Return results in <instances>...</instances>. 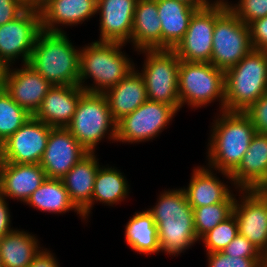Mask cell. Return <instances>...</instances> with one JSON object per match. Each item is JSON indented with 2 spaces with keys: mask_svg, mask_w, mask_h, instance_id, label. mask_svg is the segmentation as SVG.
Here are the masks:
<instances>
[{
  "mask_svg": "<svg viewBox=\"0 0 267 267\" xmlns=\"http://www.w3.org/2000/svg\"><path fill=\"white\" fill-rule=\"evenodd\" d=\"M126 45L98 40L84 45L80 49L78 85L85 92L105 93L126 78L135 68L132 59L121 50ZM88 79L93 83L88 85Z\"/></svg>",
  "mask_w": 267,
  "mask_h": 267,
  "instance_id": "obj_3",
  "label": "cell"
},
{
  "mask_svg": "<svg viewBox=\"0 0 267 267\" xmlns=\"http://www.w3.org/2000/svg\"><path fill=\"white\" fill-rule=\"evenodd\" d=\"M66 128L89 152L96 153V147L106 136L108 141L116 142V122L104 93L85 92Z\"/></svg>",
  "mask_w": 267,
  "mask_h": 267,
  "instance_id": "obj_7",
  "label": "cell"
},
{
  "mask_svg": "<svg viewBox=\"0 0 267 267\" xmlns=\"http://www.w3.org/2000/svg\"><path fill=\"white\" fill-rule=\"evenodd\" d=\"M177 111L168 104L147 100L116 123V142L152 141L173 121Z\"/></svg>",
  "mask_w": 267,
  "mask_h": 267,
  "instance_id": "obj_10",
  "label": "cell"
},
{
  "mask_svg": "<svg viewBox=\"0 0 267 267\" xmlns=\"http://www.w3.org/2000/svg\"><path fill=\"white\" fill-rule=\"evenodd\" d=\"M233 214L238 233L246 237L263 255L267 252V205L254 190H240ZM238 199V200H237Z\"/></svg>",
  "mask_w": 267,
  "mask_h": 267,
  "instance_id": "obj_14",
  "label": "cell"
},
{
  "mask_svg": "<svg viewBox=\"0 0 267 267\" xmlns=\"http://www.w3.org/2000/svg\"><path fill=\"white\" fill-rule=\"evenodd\" d=\"M1 162H2V149H1V144H0V165H1Z\"/></svg>",
  "mask_w": 267,
  "mask_h": 267,
  "instance_id": "obj_47",
  "label": "cell"
},
{
  "mask_svg": "<svg viewBox=\"0 0 267 267\" xmlns=\"http://www.w3.org/2000/svg\"><path fill=\"white\" fill-rule=\"evenodd\" d=\"M252 50L249 26L227 9L215 22L211 63L225 72Z\"/></svg>",
  "mask_w": 267,
  "mask_h": 267,
  "instance_id": "obj_11",
  "label": "cell"
},
{
  "mask_svg": "<svg viewBox=\"0 0 267 267\" xmlns=\"http://www.w3.org/2000/svg\"><path fill=\"white\" fill-rule=\"evenodd\" d=\"M25 204L41 212L51 214H65L74 210L77 215L79 214L81 220L85 221L82 213L71 202L68 191L61 179L46 178L30 195Z\"/></svg>",
  "mask_w": 267,
  "mask_h": 267,
  "instance_id": "obj_28",
  "label": "cell"
},
{
  "mask_svg": "<svg viewBox=\"0 0 267 267\" xmlns=\"http://www.w3.org/2000/svg\"><path fill=\"white\" fill-rule=\"evenodd\" d=\"M145 60L139 72L145 83L147 98L150 101L171 105L180 111L178 92L180 59L173 50H140Z\"/></svg>",
  "mask_w": 267,
  "mask_h": 267,
  "instance_id": "obj_8",
  "label": "cell"
},
{
  "mask_svg": "<svg viewBox=\"0 0 267 267\" xmlns=\"http://www.w3.org/2000/svg\"><path fill=\"white\" fill-rule=\"evenodd\" d=\"M99 166L95 177L93 194L91 199V210L94 203H102L107 206L120 204L129 197L130 185L123 173L114 167Z\"/></svg>",
  "mask_w": 267,
  "mask_h": 267,
  "instance_id": "obj_30",
  "label": "cell"
},
{
  "mask_svg": "<svg viewBox=\"0 0 267 267\" xmlns=\"http://www.w3.org/2000/svg\"><path fill=\"white\" fill-rule=\"evenodd\" d=\"M37 236L14 228L0 238V263L2 267H27L43 249Z\"/></svg>",
  "mask_w": 267,
  "mask_h": 267,
  "instance_id": "obj_27",
  "label": "cell"
},
{
  "mask_svg": "<svg viewBox=\"0 0 267 267\" xmlns=\"http://www.w3.org/2000/svg\"><path fill=\"white\" fill-rule=\"evenodd\" d=\"M188 4L189 6L196 8L197 10L210 6L213 0H178Z\"/></svg>",
  "mask_w": 267,
  "mask_h": 267,
  "instance_id": "obj_43",
  "label": "cell"
},
{
  "mask_svg": "<svg viewBox=\"0 0 267 267\" xmlns=\"http://www.w3.org/2000/svg\"><path fill=\"white\" fill-rule=\"evenodd\" d=\"M237 234L238 224L232 213L227 219L204 234L199 240H202V243L205 245L206 253L221 252Z\"/></svg>",
  "mask_w": 267,
  "mask_h": 267,
  "instance_id": "obj_33",
  "label": "cell"
},
{
  "mask_svg": "<svg viewBox=\"0 0 267 267\" xmlns=\"http://www.w3.org/2000/svg\"><path fill=\"white\" fill-rule=\"evenodd\" d=\"M208 140L205 165L231 174L241 163L256 129L244 112L219 111Z\"/></svg>",
  "mask_w": 267,
  "mask_h": 267,
  "instance_id": "obj_2",
  "label": "cell"
},
{
  "mask_svg": "<svg viewBox=\"0 0 267 267\" xmlns=\"http://www.w3.org/2000/svg\"><path fill=\"white\" fill-rule=\"evenodd\" d=\"M27 267H60V264L54 253L43 248Z\"/></svg>",
  "mask_w": 267,
  "mask_h": 267,
  "instance_id": "obj_41",
  "label": "cell"
},
{
  "mask_svg": "<svg viewBox=\"0 0 267 267\" xmlns=\"http://www.w3.org/2000/svg\"><path fill=\"white\" fill-rule=\"evenodd\" d=\"M137 0H97L99 41L130 43Z\"/></svg>",
  "mask_w": 267,
  "mask_h": 267,
  "instance_id": "obj_18",
  "label": "cell"
},
{
  "mask_svg": "<svg viewBox=\"0 0 267 267\" xmlns=\"http://www.w3.org/2000/svg\"><path fill=\"white\" fill-rule=\"evenodd\" d=\"M21 66L20 68L8 67L5 91L33 116L52 85L29 64Z\"/></svg>",
  "mask_w": 267,
  "mask_h": 267,
  "instance_id": "obj_17",
  "label": "cell"
},
{
  "mask_svg": "<svg viewBox=\"0 0 267 267\" xmlns=\"http://www.w3.org/2000/svg\"><path fill=\"white\" fill-rule=\"evenodd\" d=\"M104 95L116 123L148 100L144 79L136 67L126 78L109 88Z\"/></svg>",
  "mask_w": 267,
  "mask_h": 267,
  "instance_id": "obj_24",
  "label": "cell"
},
{
  "mask_svg": "<svg viewBox=\"0 0 267 267\" xmlns=\"http://www.w3.org/2000/svg\"><path fill=\"white\" fill-rule=\"evenodd\" d=\"M46 178L45 171L40 164L1 162L0 195L25 204Z\"/></svg>",
  "mask_w": 267,
  "mask_h": 267,
  "instance_id": "obj_21",
  "label": "cell"
},
{
  "mask_svg": "<svg viewBox=\"0 0 267 267\" xmlns=\"http://www.w3.org/2000/svg\"><path fill=\"white\" fill-rule=\"evenodd\" d=\"M52 128L31 116L1 144L2 162L40 164Z\"/></svg>",
  "mask_w": 267,
  "mask_h": 267,
  "instance_id": "obj_13",
  "label": "cell"
},
{
  "mask_svg": "<svg viewBox=\"0 0 267 267\" xmlns=\"http://www.w3.org/2000/svg\"><path fill=\"white\" fill-rule=\"evenodd\" d=\"M98 160L95 152H89L61 178L71 202L82 213L85 220H88L92 214L91 199L95 177L100 166Z\"/></svg>",
  "mask_w": 267,
  "mask_h": 267,
  "instance_id": "obj_22",
  "label": "cell"
},
{
  "mask_svg": "<svg viewBox=\"0 0 267 267\" xmlns=\"http://www.w3.org/2000/svg\"><path fill=\"white\" fill-rule=\"evenodd\" d=\"M161 27L157 0H137L130 39L134 51L161 49Z\"/></svg>",
  "mask_w": 267,
  "mask_h": 267,
  "instance_id": "obj_25",
  "label": "cell"
},
{
  "mask_svg": "<svg viewBox=\"0 0 267 267\" xmlns=\"http://www.w3.org/2000/svg\"><path fill=\"white\" fill-rule=\"evenodd\" d=\"M262 267H267V252L262 256Z\"/></svg>",
  "mask_w": 267,
  "mask_h": 267,
  "instance_id": "obj_46",
  "label": "cell"
},
{
  "mask_svg": "<svg viewBox=\"0 0 267 267\" xmlns=\"http://www.w3.org/2000/svg\"><path fill=\"white\" fill-rule=\"evenodd\" d=\"M222 252L229 256L242 258H262L263 256L246 237L239 233Z\"/></svg>",
  "mask_w": 267,
  "mask_h": 267,
  "instance_id": "obj_36",
  "label": "cell"
},
{
  "mask_svg": "<svg viewBox=\"0 0 267 267\" xmlns=\"http://www.w3.org/2000/svg\"><path fill=\"white\" fill-rule=\"evenodd\" d=\"M42 31L40 12L24 10L17 18L0 26V61L7 67L20 59L27 64L37 36Z\"/></svg>",
  "mask_w": 267,
  "mask_h": 267,
  "instance_id": "obj_12",
  "label": "cell"
},
{
  "mask_svg": "<svg viewBox=\"0 0 267 267\" xmlns=\"http://www.w3.org/2000/svg\"><path fill=\"white\" fill-rule=\"evenodd\" d=\"M178 92L180 107L193 109L219 102L218 111L225 109V74L210 62L180 60Z\"/></svg>",
  "mask_w": 267,
  "mask_h": 267,
  "instance_id": "obj_6",
  "label": "cell"
},
{
  "mask_svg": "<svg viewBox=\"0 0 267 267\" xmlns=\"http://www.w3.org/2000/svg\"><path fill=\"white\" fill-rule=\"evenodd\" d=\"M49 1L50 0H20L24 9L38 12H41V10L49 3Z\"/></svg>",
  "mask_w": 267,
  "mask_h": 267,
  "instance_id": "obj_42",
  "label": "cell"
},
{
  "mask_svg": "<svg viewBox=\"0 0 267 267\" xmlns=\"http://www.w3.org/2000/svg\"><path fill=\"white\" fill-rule=\"evenodd\" d=\"M124 230L125 243L135 252L148 256L161 252L157 226L148 210L136 211Z\"/></svg>",
  "mask_w": 267,
  "mask_h": 267,
  "instance_id": "obj_29",
  "label": "cell"
},
{
  "mask_svg": "<svg viewBox=\"0 0 267 267\" xmlns=\"http://www.w3.org/2000/svg\"><path fill=\"white\" fill-rule=\"evenodd\" d=\"M227 9L225 0H214L210 6L194 12L187 32L173 49L180 60L211 63L215 22Z\"/></svg>",
  "mask_w": 267,
  "mask_h": 267,
  "instance_id": "obj_9",
  "label": "cell"
},
{
  "mask_svg": "<svg viewBox=\"0 0 267 267\" xmlns=\"http://www.w3.org/2000/svg\"><path fill=\"white\" fill-rule=\"evenodd\" d=\"M8 67L0 61V93L5 90V78Z\"/></svg>",
  "mask_w": 267,
  "mask_h": 267,
  "instance_id": "obj_45",
  "label": "cell"
},
{
  "mask_svg": "<svg viewBox=\"0 0 267 267\" xmlns=\"http://www.w3.org/2000/svg\"><path fill=\"white\" fill-rule=\"evenodd\" d=\"M251 44L253 50L267 49V16L251 22L249 25Z\"/></svg>",
  "mask_w": 267,
  "mask_h": 267,
  "instance_id": "obj_38",
  "label": "cell"
},
{
  "mask_svg": "<svg viewBox=\"0 0 267 267\" xmlns=\"http://www.w3.org/2000/svg\"><path fill=\"white\" fill-rule=\"evenodd\" d=\"M147 210L157 226L161 252L175 257L200 241L194 227L193 208L183 188L164 189L157 203Z\"/></svg>",
  "mask_w": 267,
  "mask_h": 267,
  "instance_id": "obj_1",
  "label": "cell"
},
{
  "mask_svg": "<svg viewBox=\"0 0 267 267\" xmlns=\"http://www.w3.org/2000/svg\"><path fill=\"white\" fill-rule=\"evenodd\" d=\"M67 35L42 30L27 63L52 86L78 85L81 47Z\"/></svg>",
  "mask_w": 267,
  "mask_h": 267,
  "instance_id": "obj_4",
  "label": "cell"
},
{
  "mask_svg": "<svg viewBox=\"0 0 267 267\" xmlns=\"http://www.w3.org/2000/svg\"><path fill=\"white\" fill-rule=\"evenodd\" d=\"M8 206L7 198L0 195V238L14 230L11 228V212Z\"/></svg>",
  "mask_w": 267,
  "mask_h": 267,
  "instance_id": "obj_40",
  "label": "cell"
},
{
  "mask_svg": "<svg viewBox=\"0 0 267 267\" xmlns=\"http://www.w3.org/2000/svg\"><path fill=\"white\" fill-rule=\"evenodd\" d=\"M24 10L20 0H0V26L17 18Z\"/></svg>",
  "mask_w": 267,
  "mask_h": 267,
  "instance_id": "obj_39",
  "label": "cell"
},
{
  "mask_svg": "<svg viewBox=\"0 0 267 267\" xmlns=\"http://www.w3.org/2000/svg\"><path fill=\"white\" fill-rule=\"evenodd\" d=\"M225 1L228 9L246 25L267 16V0H238L237 3Z\"/></svg>",
  "mask_w": 267,
  "mask_h": 267,
  "instance_id": "obj_34",
  "label": "cell"
},
{
  "mask_svg": "<svg viewBox=\"0 0 267 267\" xmlns=\"http://www.w3.org/2000/svg\"><path fill=\"white\" fill-rule=\"evenodd\" d=\"M89 153L67 128H52L40 166L47 178H63Z\"/></svg>",
  "mask_w": 267,
  "mask_h": 267,
  "instance_id": "obj_15",
  "label": "cell"
},
{
  "mask_svg": "<svg viewBox=\"0 0 267 267\" xmlns=\"http://www.w3.org/2000/svg\"><path fill=\"white\" fill-rule=\"evenodd\" d=\"M84 93L79 85L52 86L33 116L51 128H66Z\"/></svg>",
  "mask_w": 267,
  "mask_h": 267,
  "instance_id": "obj_19",
  "label": "cell"
},
{
  "mask_svg": "<svg viewBox=\"0 0 267 267\" xmlns=\"http://www.w3.org/2000/svg\"><path fill=\"white\" fill-rule=\"evenodd\" d=\"M32 115L4 90L0 93V144L13 135Z\"/></svg>",
  "mask_w": 267,
  "mask_h": 267,
  "instance_id": "obj_31",
  "label": "cell"
},
{
  "mask_svg": "<svg viewBox=\"0 0 267 267\" xmlns=\"http://www.w3.org/2000/svg\"><path fill=\"white\" fill-rule=\"evenodd\" d=\"M224 74V111L245 112L267 92V61L263 51L252 50Z\"/></svg>",
  "mask_w": 267,
  "mask_h": 267,
  "instance_id": "obj_5",
  "label": "cell"
},
{
  "mask_svg": "<svg viewBox=\"0 0 267 267\" xmlns=\"http://www.w3.org/2000/svg\"><path fill=\"white\" fill-rule=\"evenodd\" d=\"M244 113L253 123L257 133L267 134V92Z\"/></svg>",
  "mask_w": 267,
  "mask_h": 267,
  "instance_id": "obj_37",
  "label": "cell"
},
{
  "mask_svg": "<svg viewBox=\"0 0 267 267\" xmlns=\"http://www.w3.org/2000/svg\"><path fill=\"white\" fill-rule=\"evenodd\" d=\"M208 267H262V258H242L221 252L206 253Z\"/></svg>",
  "mask_w": 267,
  "mask_h": 267,
  "instance_id": "obj_35",
  "label": "cell"
},
{
  "mask_svg": "<svg viewBox=\"0 0 267 267\" xmlns=\"http://www.w3.org/2000/svg\"><path fill=\"white\" fill-rule=\"evenodd\" d=\"M263 52H264V55H265L266 61H267V49L266 50H263Z\"/></svg>",
  "mask_w": 267,
  "mask_h": 267,
  "instance_id": "obj_48",
  "label": "cell"
},
{
  "mask_svg": "<svg viewBox=\"0 0 267 267\" xmlns=\"http://www.w3.org/2000/svg\"><path fill=\"white\" fill-rule=\"evenodd\" d=\"M188 186L183 190L186 194L188 204L194 209L201 206L213 205L223 201H235L237 193L234 194L232 187L237 189L232 181L231 175L223 171H213V169L200 165L194 167ZM216 172V173H214ZM221 173L229 182L224 183L217 177ZM230 188V189H229ZM232 189V190H231Z\"/></svg>",
  "mask_w": 267,
  "mask_h": 267,
  "instance_id": "obj_16",
  "label": "cell"
},
{
  "mask_svg": "<svg viewBox=\"0 0 267 267\" xmlns=\"http://www.w3.org/2000/svg\"><path fill=\"white\" fill-rule=\"evenodd\" d=\"M267 205V178L253 189Z\"/></svg>",
  "mask_w": 267,
  "mask_h": 267,
  "instance_id": "obj_44",
  "label": "cell"
},
{
  "mask_svg": "<svg viewBox=\"0 0 267 267\" xmlns=\"http://www.w3.org/2000/svg\"><path fill=\"white\" fill-rule=\"evenodd\" d=\"M161 27V49L173 50L187 32L190 19L197 10L178 0H157Z\"/></svg>",
  "mask_w": 267,
  "mask_h": 267,
  "instance_id": "obj_26",
  "label": "cell"
},
{
  "mask_svg": "<svg viewBox=\"0 0 267 267\" xmlns=\"http://www.w3.org/2000/svg\"><path fill=\"white\" fill-rule=\"evenodd\" d=\"M235 201H223L193 209L196 236L200 239L208 231L227 219L233 213Z\"/></svg>",
  "mask_w": 267,
  "mask_h": 267,
  "instance_id": "obj_32",
  "label": "cell"
},
{
  "mask_svg": "<svg viewBox=\"0 0 267 267\" xmlns=\"http://www.w3.org/2000/svg\"><path fill=\"white\" fill-rule=\"evenodd\" d=\"M96 12L97 0H50L40 12L41 27L51 33H67L62 27L82 24Z\"/></svg>",
  "mask_w": 267,
  "mask_h": 267,
  "instance_id": "obj_20",
  "label": "cell"
},
{
  "mask_svg": "<svg viewBox=\"0 0 267 267\" xmlns=\"http://www.w3.org/2000/svg\"><path fill=\"white\" fill-rule=\"evenodd\" d=\"M230 175L240 190H253L267 178V134L256 132L241 163Z\"/></svg>",
  "mask_w": 267,
  "mask_h": 267,
  "instance_id": "obj_23",
  "label": "cell"
}]
</instances>
